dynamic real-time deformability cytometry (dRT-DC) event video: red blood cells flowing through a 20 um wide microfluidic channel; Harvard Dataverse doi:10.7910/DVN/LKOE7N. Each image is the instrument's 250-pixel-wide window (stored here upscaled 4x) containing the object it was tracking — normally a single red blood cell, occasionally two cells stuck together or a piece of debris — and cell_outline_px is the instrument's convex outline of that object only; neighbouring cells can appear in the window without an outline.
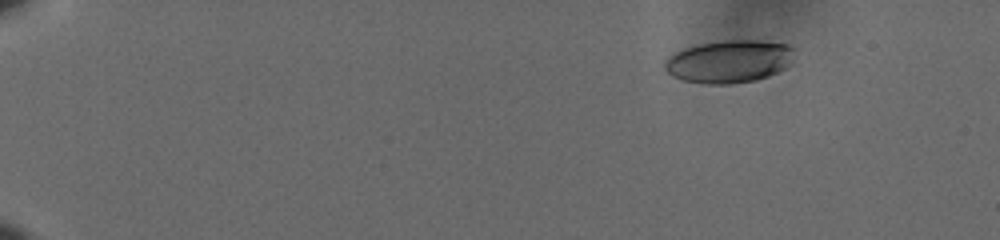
{"species": "human", "species_latin": "Homo sapiens", "temperature_condition": "cold", "stored_images_in_passage": 53, "camera_frame_rate_fps": 3000, "um_per_image_px": 0.085, "donor": {"sex": "male"}, "frame": {"image": 1, "passage_image": 1, "time_ms": 0.0, "image_size_px": [1000, 240], "cell_outline_px": [[796, 48], [792, 64], [768, 76], [756, 80], [728, 84], [704, 84], [684, 80], [672, 76], [664, 68], [664, 60], [668, 56], [684, 48], [700, 44], [724, 40], [752, 40], [788, 44]], "centroid_in_image_um": [62.0, 5.22], "position_along_channel_um": 23.0, "area_um2": 32.48}}
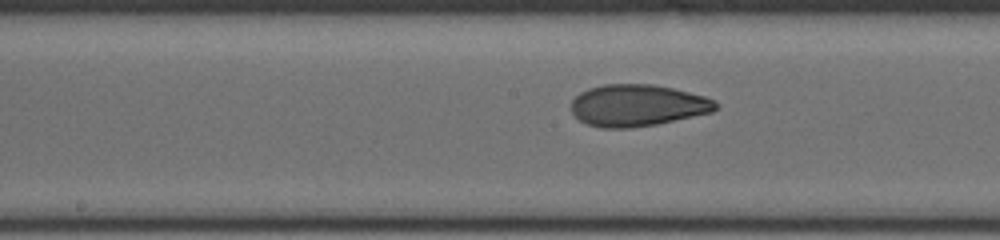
{"frame": {"image": 2, "passage_image": 27, "time_ms": 8.667, "image_size_px": [1000, 240], "cell_outline_px": [[720, 108], [712, 112], [656, 124], [628, 128], [600, 128], [588, 124], [580, 120], [572, 112], [572, 100], [580, 92], [588, 88], [604, 84], [652, 84], [672, 88], [704, 96], [716, 100], [720, 104]], "centroid_in_image_um": [54.21, 8.95], "position_along_channel_um": 194.0, "area_um2": 35.2}}
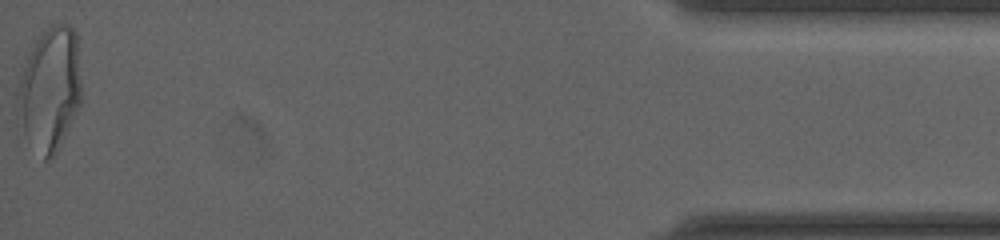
{"frame": {"image": 3, "passage_image": 53, "time_ms": 17.333, "image_size_px": [1000, 240], "cell_outline_px": [[80, 104], [56, 152], [48, 160], [44, 160], [24, 132], [16, 108], [20, 80], [28, 56], [36, 40], [52, 24], [68, 24], [76, 32], [80, 80]], "centroid_in_image_um": [4.25, 7.56], "position_along_channel_um": 430.9, "area_um2": 44.74}, "authors_computed_cell_mechanics": {"area_um2": 34.4488, "velocity_mm_per_s": 3.5894, "shape_relaxation_time_tau1_ms": 7.0751, "shape_relaxation_time_tau2_ms": 1.5214, "deformation_change_tau1": 0.2053, "deformation_change_tau2": 0.0693}}